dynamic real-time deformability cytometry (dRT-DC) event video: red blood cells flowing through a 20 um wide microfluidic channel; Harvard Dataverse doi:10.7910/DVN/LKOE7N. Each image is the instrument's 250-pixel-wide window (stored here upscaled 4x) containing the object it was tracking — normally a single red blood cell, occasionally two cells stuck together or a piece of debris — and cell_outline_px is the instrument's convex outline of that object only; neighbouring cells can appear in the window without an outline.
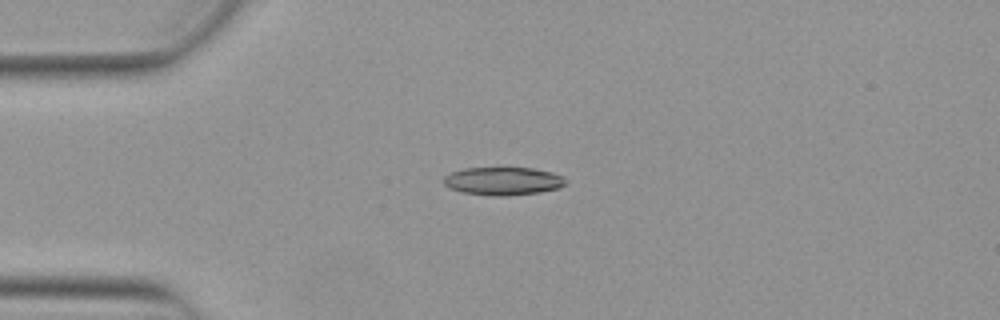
{"species": "Egyptian fruit bat (a non-hibernating species)", "species_latin": "Rousettus aegyptiacus", "temperature_condition": "warm", "stored_images_in_passage": 8, "camera_frame_rate_fps": 3000, "um_per_image_px": 0.085, "animal": {"sex": "female"}, "frame": {"image": 1, "passage_image": 1, "time_ms": 0.0, "image_size_px": [1000, 320], "cell_outline_px": [[568, 184], [560, 188], [540, 192], [508, 196], [492, 196], [464, 192], [448, 188], [444, 184], [444, 176], [452, 172], [464, 168], [500, 164], [532, 168], [552, 172], [564, 176], [568, 180]], "centroid_in_image_um": [42.8, 15.34], "position_along_channel_um": 42.2, "area_um2": 21.15}}
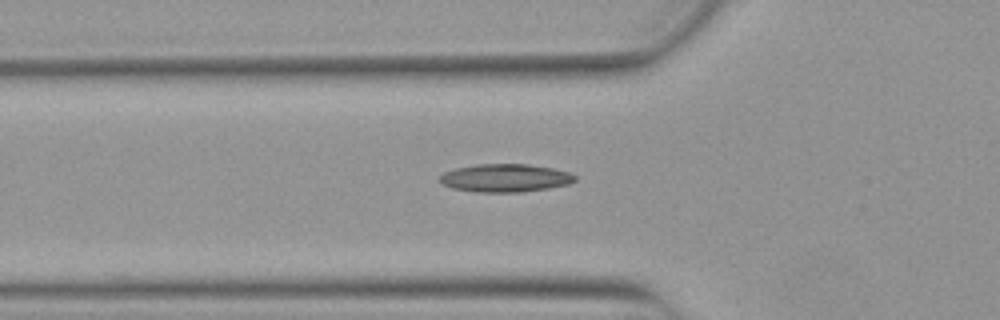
{"frame": {"image": 2, "passage_image": 6, "time_ms": 1.667, "image_size_px": [1000, 320], "cell_outline_px": [[576, 180], [568, 184], [548, 188], [520, 192], [476, 192], [452, 188], [444, 184], [440, 180], [440, 176], [444, 172], [456, 168], [476, 164], [528, 164], [552, 168], [568, 172], [576, 176]], "centroid_in_image_um": [42.94, 15.12], "position_along_channel_um": 82.9, "area_um2": 21.96}}